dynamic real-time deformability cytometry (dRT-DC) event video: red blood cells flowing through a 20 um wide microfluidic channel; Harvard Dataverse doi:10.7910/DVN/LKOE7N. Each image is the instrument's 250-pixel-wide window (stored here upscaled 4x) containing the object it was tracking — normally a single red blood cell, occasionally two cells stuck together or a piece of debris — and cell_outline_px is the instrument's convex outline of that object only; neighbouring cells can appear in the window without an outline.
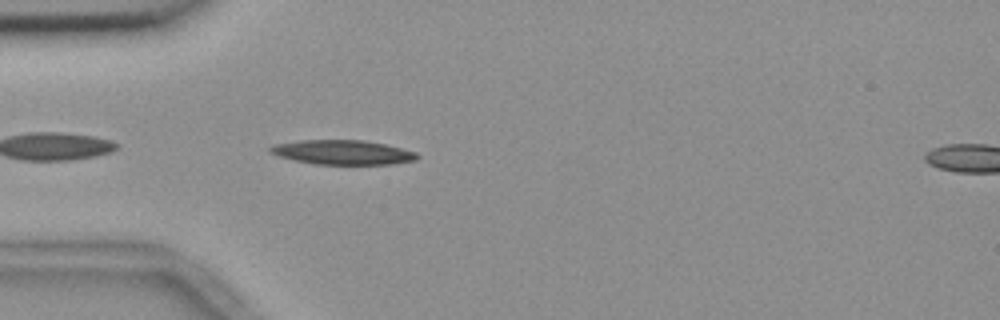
{"species": "common noctule bat (a hibernating species)", "species_latin": "Nyctalus noctula", "temperature_condition": "room temperature", "stored_images_in_passage": 6, "camera_frame_rate_fps": 3000, "um_per_image_px": 0.085, "animal": {"sex": "female", "body_mass_g": 18.4}, "frame": {"image": 1, "passage_image": 2, "time_ms": 0.333, "image_size_px": [1000, 320], "cell_outline_px": [[420, 156], [416, 160], [392, 164], [316, 164], [296, 160], [280, 156], [268, 152], [268, 148], [272, 144], [300, 140], [364, 140], [384, 144], [416, 152]], "centroid_in_image_um": [29.11, 12.94], "position_along_channel_um": 55.9, "area_um2": 20.87}}